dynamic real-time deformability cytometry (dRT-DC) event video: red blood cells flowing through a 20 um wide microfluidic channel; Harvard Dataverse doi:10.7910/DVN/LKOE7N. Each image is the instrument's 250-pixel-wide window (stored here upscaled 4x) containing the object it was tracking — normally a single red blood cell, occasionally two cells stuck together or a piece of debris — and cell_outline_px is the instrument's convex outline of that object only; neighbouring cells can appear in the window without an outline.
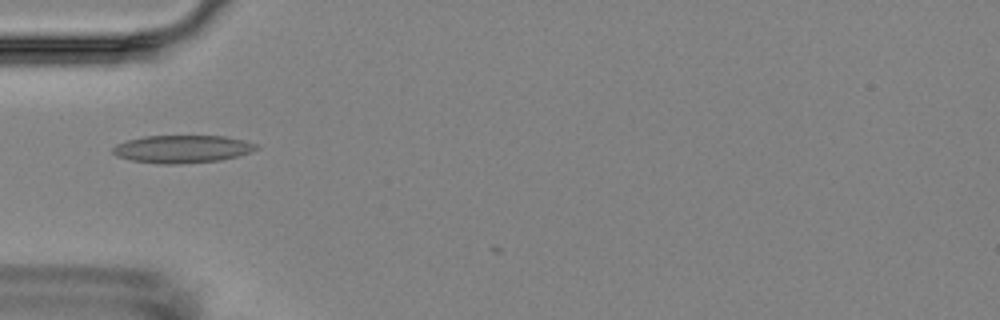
{"species": "Egyptian fruit bat (a non-hibernating species)", "species_latin": "Rousettus aegyptiacus", "temperature_condition": "room temperature", "stored_images_in_passage": 4, "camera_frame_rate_fps": 3000, "um_per_image_px": 0.085, "animal": {"sex": "female"}, "frame": {"image": 1, "passage_image": 1, "time_ms": 0.0, "image_size_px": [1000, 320], "cell_outline_px": [[260, 148], [236, 156], [220, 160], [180, 164], [160, 164], [132, 160], [116, 156], [112, 152], [112, 148], [116, 144], [128, 140], [144, 136], [228, 136], [244, 140], [256, 144]], "centroid_in_image_um": [15.48, 12.66], "position_along_channel_um": 69.5, "area_um2": 23.12}}